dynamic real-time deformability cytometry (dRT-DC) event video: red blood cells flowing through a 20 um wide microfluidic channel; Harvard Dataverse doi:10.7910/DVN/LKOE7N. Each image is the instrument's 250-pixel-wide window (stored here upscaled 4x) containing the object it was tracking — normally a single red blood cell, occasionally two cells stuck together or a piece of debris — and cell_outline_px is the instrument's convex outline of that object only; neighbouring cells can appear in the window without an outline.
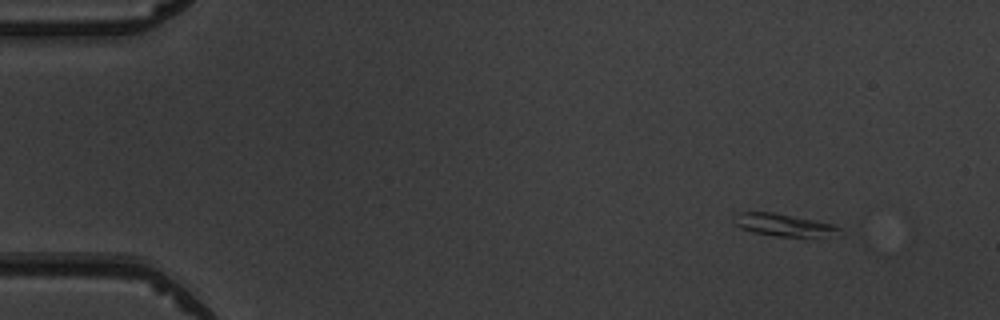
{"species": "common noctule bat (a hibernating species)", "species_latin": "Nyctalus noctula", "temperature_condition": "warm", "stored_images_in_passage": 4, "camera_frame_rate_fps": 3000, "um_per_image_px": 0.085, "animal": {"sex": "male", "body_mass_g": 19.5, "forearm_length_mm": 54.6}, "frame": {"image": 1, "passage_image": 1, "time_ms": 0.0, "image_size_px": [1000, 320], "cell_outline_px": [[844, 236], [776, 236], [752, 232], [740, 228], [732, 220], [732, 216], [740, 212], [772, 212], [816, 220], [832, 224], [840, 228], [844, 232]], "centroid_in_image_um": [66.66, 19.13], "position_along_channel_um": 18.3, "area_um2": 13.99}}